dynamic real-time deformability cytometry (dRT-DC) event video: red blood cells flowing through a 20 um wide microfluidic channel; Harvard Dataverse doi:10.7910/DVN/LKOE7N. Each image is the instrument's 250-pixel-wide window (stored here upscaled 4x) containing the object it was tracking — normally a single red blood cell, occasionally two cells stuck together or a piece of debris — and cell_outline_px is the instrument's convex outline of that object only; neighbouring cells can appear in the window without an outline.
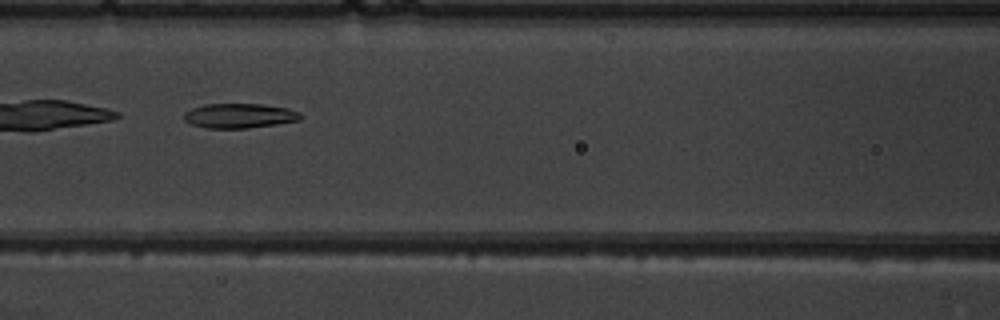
{"species": "common noctule bat (a hibernating species)", "species_latin": "Nyctalus noctula", "temperature_condition": "warm", "stored_images_in_passage": 7, "camera_frame_rate_fps": 3000, "um_per_image_px": 0.085, "animal": {"sex": "male", "body_mass_g": 19.5, "forearm_length_mm": 54.6}, "frame": {"image": 1, "passage_image": 7, "time_ms": 7.0, "image_size_px": [1000, 320], "cell_outline_px": [[304, 116], [300, 120], [276, 124], [248, 128], [204, 128], [192, 124], [184, 120], [184, 112], [192, 108], [204, 104], [260, 104], [288, 108], [300, 112]], "centroid_in_image_um": [20.36, 9.84], "position_along_channel_um": 146.2, "area_um2": 16.82}}